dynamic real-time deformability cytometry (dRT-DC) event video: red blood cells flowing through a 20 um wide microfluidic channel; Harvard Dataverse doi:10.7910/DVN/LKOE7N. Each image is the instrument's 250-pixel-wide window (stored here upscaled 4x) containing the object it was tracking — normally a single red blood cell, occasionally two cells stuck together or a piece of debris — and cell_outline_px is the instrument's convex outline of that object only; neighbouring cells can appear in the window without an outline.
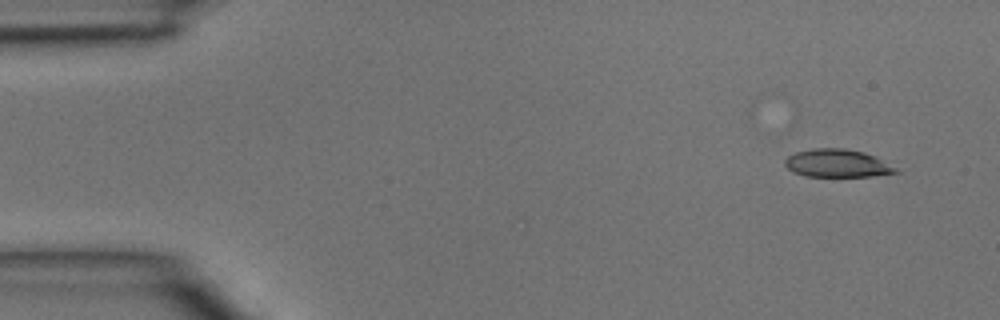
{"species": "common noctule bat (a hibernating species)", "species_latin": "Nyctalus noctula", "temperature_condition": "room temperature", "stored_images_in_passage": 4, "camera_frame_rate_fps": 3000, "um_per_image_px": 0.085, "animal": {"sex": "male", "body_mass_g": 15.6}, "frame": {"image": 1, "passage_image": 1, "time_ms": 0.0, "image_size_px": [1000, 320], "cell_outline_px": [[900, 172], [872, 176], [804, 176], [792, 172], [784, 164], [784, 160], [788, 156], [796, 152], [816, 148], [844, 148], [864, 152], [876, 156], [896, 168]], "centroid_in_image_um": [71.15, 13.88], "position_along_channel_um": 13.8, "area_um2": 18.03}}
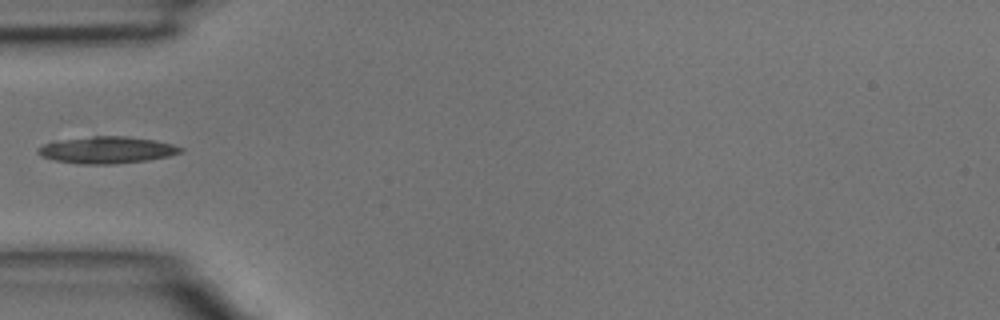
{"frame": {"image": 2, "passage_image": 4, "time_ms": 1.0, "image_size_px": [1000, 320], "cell_outline_px": [[184, 152], [168, 156], [148, 160], [116, 164], [80, 164], [56, 160], [40, 156], [36, 152], [36, 148], [52, 140], [92, 136], [128, 136], [156, 140], [172, 144], [184, 148]], "centroid_in_image_um": [9.07, 12.74], "position_along_channel_um": 75.9, "area_um2": 22.66}}